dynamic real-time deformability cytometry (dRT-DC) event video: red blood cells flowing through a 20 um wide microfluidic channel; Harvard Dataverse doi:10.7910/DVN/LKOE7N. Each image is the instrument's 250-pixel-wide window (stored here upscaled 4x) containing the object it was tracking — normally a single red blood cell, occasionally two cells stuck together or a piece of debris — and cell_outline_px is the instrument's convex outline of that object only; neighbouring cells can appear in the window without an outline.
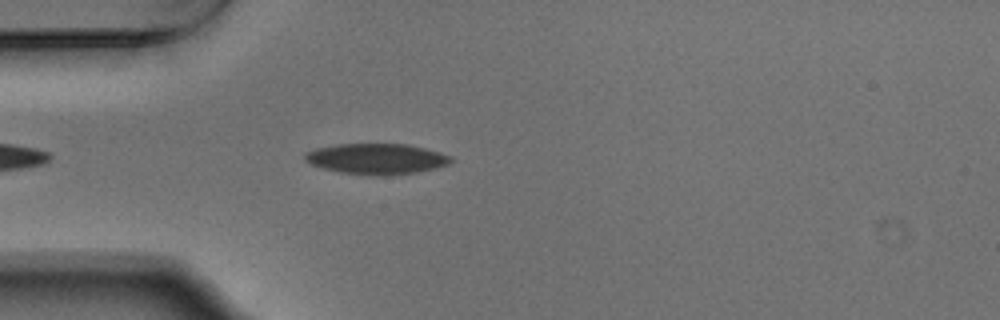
{"species": "Egyptian fruit bat (a non-hibernating species)", "species_latin": "Rousettus aegyptiacus", "temperature_condition": "warm", "stored_images_in_passage": 28, "camera_frame_rate_fps": 3000, "um_per_image_px": 0.085, "animal": {"sex": "male"}, "frame": {"image": 1, "passage_image": 5, "time_ms": 1.333, "image_size_px": [1000, 320], "cell_outline_px": [[452, 160], [448, 164], [416, 172], [340, 172], [324, 168], [312, 164], [304, 160], [304, 152], [316, 148], [336, 144], [408, 144], [440, 152], [452, 156]], "centroid_in_image_um": [31.97, 13.43], "position_along_channel_um": 53.0, "area_um2": 24.8}}
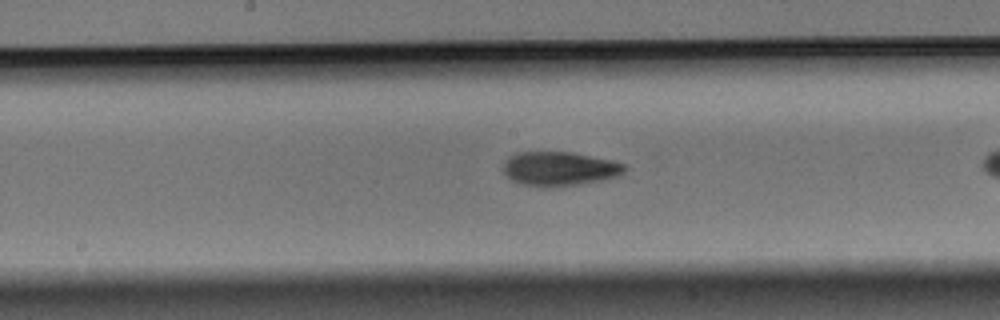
{"frame": {"image": 2, "passage_image": 14, "time_ms": 4.333, "image_size_px": [1000, 320], "cell_outline_px": [[628, 168], [624, 172], [616, 176], [600, 180], [576, 184], [524, 184], [512, 180], [504, 172], [504, 160], [508, 156], [516, 152], [572, 152], [612, 160], [624, 164]], "centroid_in_image_um": [47.57, 14.28], "position_along_channel_um": 200.6, "area_um2": 23.29}}
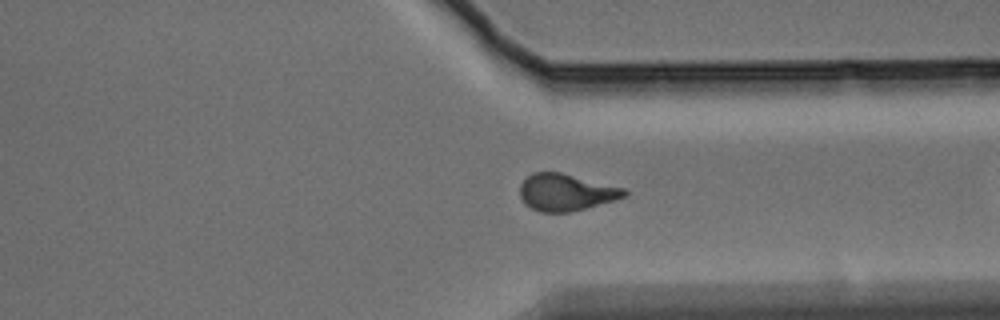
{"frame": {"image": 3, "passage_image": 27, "time_ms": 8.667, "image_size_px": [1000, 320], "cell_outline_px": [[628, 192], [624, 196], [616, 200], [568, 212], [540, 212], [524, 204], [520, 196], [520, 184], [532, 172], [560, 172], [624, 188]], "centroid_in_image_um": [48.08, 16.34], "position_along_channel_um": 363.3, "area_um2": 22.25}}